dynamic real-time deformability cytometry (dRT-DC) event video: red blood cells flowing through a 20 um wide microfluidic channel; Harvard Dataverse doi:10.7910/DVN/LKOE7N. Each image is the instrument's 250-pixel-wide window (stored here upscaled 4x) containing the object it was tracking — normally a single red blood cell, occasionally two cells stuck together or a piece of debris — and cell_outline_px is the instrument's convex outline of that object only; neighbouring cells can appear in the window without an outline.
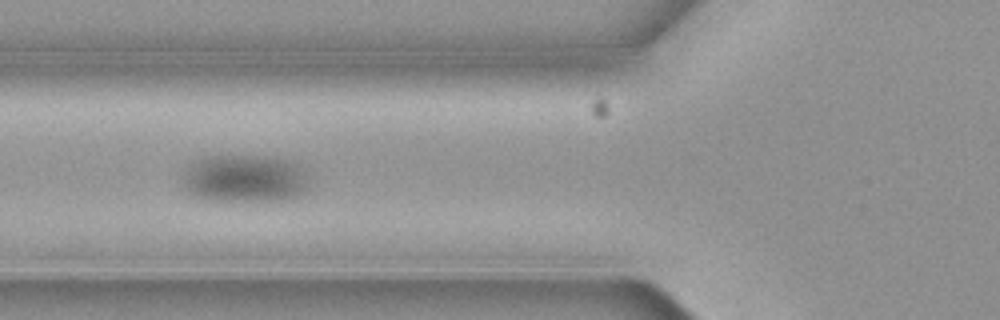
{"species": "common noctule bat (a hibernating species)", "species_latin": "Nyctalus noctula", "temperature_condition": "cold", "stored_images_in_passage": 7, "camera_frame_rate_fps": 3000, "um_per_image_px": 0.085, "animal": {"sex": "female", "body_mass_g": 19.3, "forearm_length_mm": 54.1}, "frame": {"image": 1, "passage_image": 6, "time_ms": 1.667, "image_size_px": [1000, 320], "cell_outline_px": [[312, 188], [288, 200], [216, 200], [196, 196], [188, 192], [184, 188], [184, 176], [188, 164], [204, 156], [264, 156], [284, 160], [300, 168], [308, 176]], "centroid_in_image_um": [20.82, 15.18], "position_along_channel_um": 105.0, "area_um2": 34.97}}
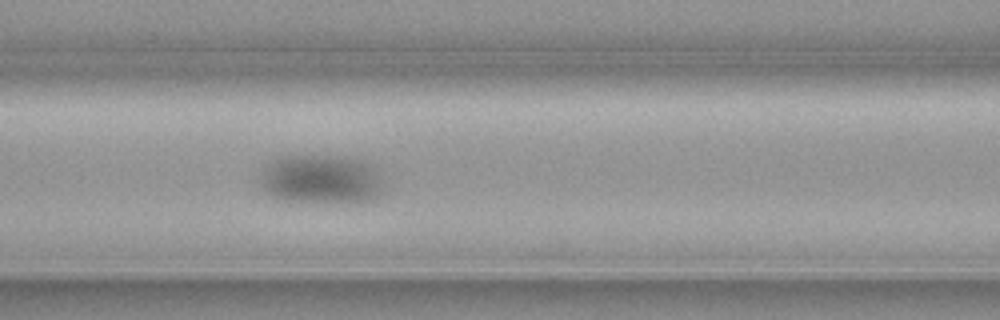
{"frame": {"image": 2, "passage_image": 7, "time_ms": 2.0, "image_size_px": [1000, 320], "cell_outline_px": [[384, 192], [372, 200], [276, 200], [260, 184], [264, 168], [272, 160], [284, 156], [344, 156], [360, 160], [376, 168], [380, 176]], "centroid_in_image_um": [27.31, 15.2], "position_along_channel_um": 139.3, "area_um2": 34.51}}